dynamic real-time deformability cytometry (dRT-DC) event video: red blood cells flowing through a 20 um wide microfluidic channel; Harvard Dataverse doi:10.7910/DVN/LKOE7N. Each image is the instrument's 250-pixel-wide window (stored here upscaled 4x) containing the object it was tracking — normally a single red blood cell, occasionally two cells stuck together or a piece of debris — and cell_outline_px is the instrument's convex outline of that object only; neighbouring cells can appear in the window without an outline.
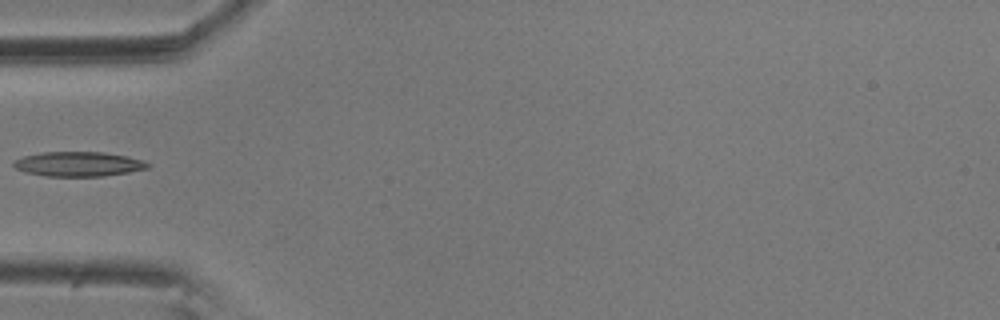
{"species": "common noctule bat (a hibernating species)", "species_latin": "Nyctalus noctula", "temperature_condition": "room temperature", "stored_images_in_passage": 6, "camera_frame_rate_fps": 3000, "um_per_image_px": 0.085, "animal": {"sex": "male", "body_mass_g": 20.5, "forearm_length_mm": 52.5}, "frame": {"image": 1, "passage_image": 6, "time_ms": 1.667, "image_size_px": [1000, 320], "cell_outline_px": [[152, 164], [148, 168], [128, 172], [104, 176], [44, 176], [24, 172], [16, 168], [12, 164], [16, 160], [24, 156], [44, 152], [104, 152], [144, 160]], "centroid_in_image_um": [6.68, 13.95], "position_along_channel_um": 78.3, "area_um2": 19.19}}